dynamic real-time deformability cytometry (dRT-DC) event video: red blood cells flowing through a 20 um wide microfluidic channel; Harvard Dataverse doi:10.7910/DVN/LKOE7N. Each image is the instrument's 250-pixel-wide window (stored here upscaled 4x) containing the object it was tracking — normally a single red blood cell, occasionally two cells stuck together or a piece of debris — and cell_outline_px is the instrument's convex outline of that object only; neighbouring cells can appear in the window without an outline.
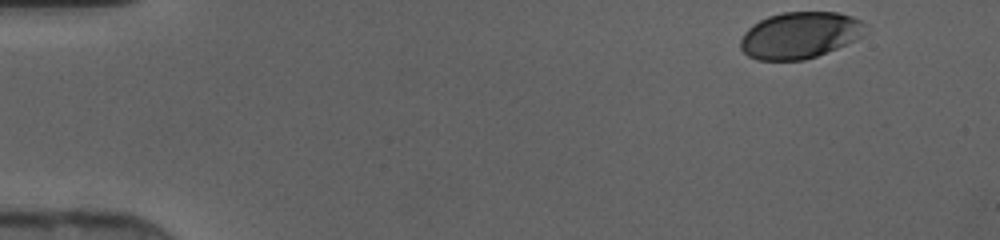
{"species": "human", "species_latin": "Homo sapiens", "temperature_condition": "cold", "stored_images_in_passage": 36, "camera_frame_rate_fps": 3000, "um_per_image_px": 0.085, "donor": {"sex": "female"}, "frame": {"image": 1, "passage_image": 1, "time_ms": 0.0, "image_size_px": [1000, 240], "cell_outline_px": [[864, 36], [856, 40], [816, 56], [804, 60], [756, 60], [748, 56], [740, 48], [740, 40], [744, 32], [752, 24], [768, 16], [784, 12], [836, 12], [852, 16], [860, 20], [864, 24]], "centroid_in_image_um": [67.96, 2.99], "position_along_channel_um": 17.0, "area_um2": 33.87}}
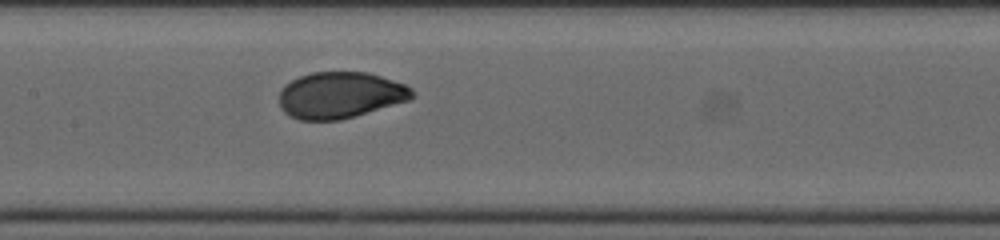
{"frame": {"image": 2, "passage_image": 20, "time_ms": 6.333, "image_size_px": [1000, 240], "cell_outline_px": [[416, 96], [412, 100], [356, 116], [340, 120], [300, 120], [284, 112], [280, 108], [280, 88], [284, 84], [300, 76], [312, 72], [368, 72], [404, 84], [412, 88], [416, 92]], "centroid_in_image_um": [28.96, 8.09], "position_along_channel_um": 178.4, "area_um2": 36.3}}
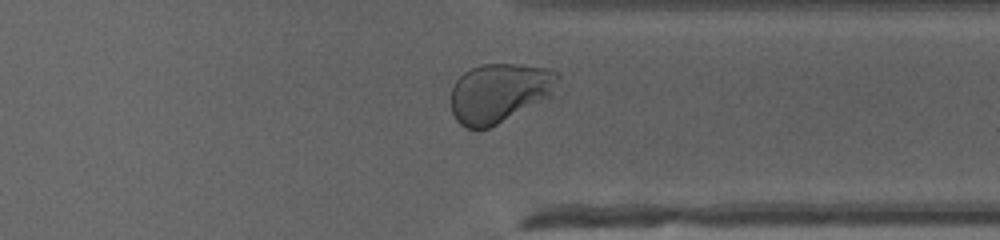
{"frame": {"image": 3, "passage_image": 33, "time_ms": 10.667, "image_size_px": [1000, 240], "cell_outline_px": [[560, 76], [552, 96], [488, 128], [468, 128], [460, 124], [456, 120], [452, 112], [452, 88], [456, 80], [464, 72], [480, 64], [516, 64], [548, 68], [560, 72]], "centroid_in_image_um": [42.47, 7.86], "position_along_channel_um": 368.9, "area_um2": 36.76}}